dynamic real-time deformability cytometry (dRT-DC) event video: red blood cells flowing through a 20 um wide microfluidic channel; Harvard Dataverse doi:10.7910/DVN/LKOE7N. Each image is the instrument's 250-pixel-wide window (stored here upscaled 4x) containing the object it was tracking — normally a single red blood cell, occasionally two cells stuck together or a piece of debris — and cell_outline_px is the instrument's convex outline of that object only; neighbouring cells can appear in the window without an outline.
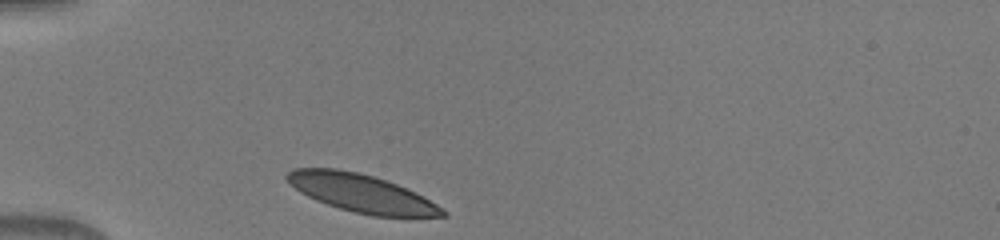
{"species": "human", "species_latin": "Homo sapiens", "temperature_condition": "warm", "stored_images_in_passage": 30, "camera_frame_rate_fps": 3000, "um_per_image_px": 0.085, "donor": {"sex": "male"}, "frame": {"image": 1, "passage_image": 1, "time_ms": 0.0, "image_size_px": [1000, 240], "cell_outline_px": [[448, 216], [372, 216], [352, 212], [316, 200], [300, 192], [284, 176], [288, 172], [296, 168], [336, 168], [356, 172], [372, 176], [396, 184], [416, 192], [436, 204], [448, 212]], "centroid_in_image_um": [30.73, 16.42], "position_along_channel_um": 54.3, "area_um2": 33.93}}
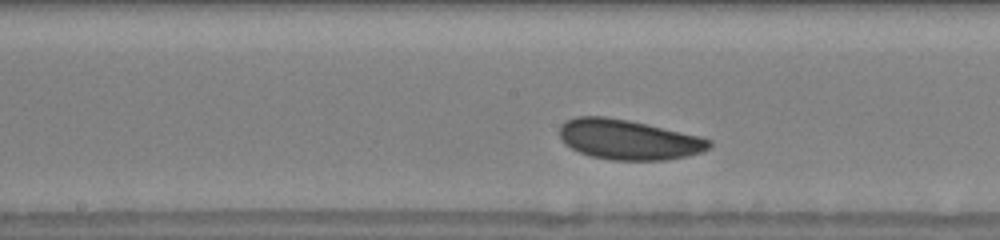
{"frame": {"image": 2, "passage_image": 13, "time_ms": 4.0, "image_size_px": [1000, 240], "cell_outline_px": [[712, 144], [704, 152], [664, 160], [612, 160], [592, 156], [580, 152], [564, 144], [560, 136], [560, 124], [576, 116], [604, 116], [628, 120], [700, 136], [712, 140]], "centroid_in_image_um": [53.41, 11.86], "position_along_channel_um": 194.8, "area_um2": 34.74}}
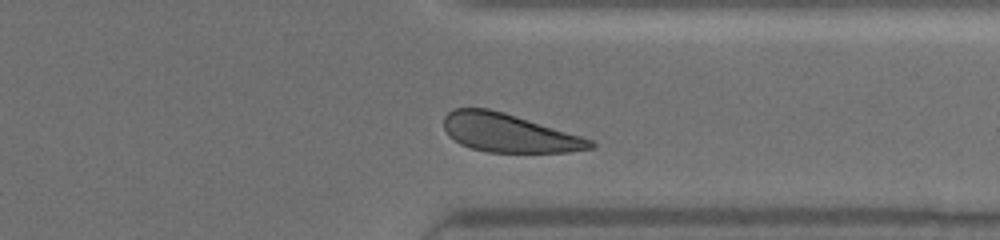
{"frame": {"image": 3, "passage_image": 26, "time_ms": 8.333, "image_size_px": [1000, 240], "cell_outline_px": [[596, 148], [568, 152], [488, 152], [472, 148], [460, 144], [448, 136], [444, 128], [444, 116], [452, 108], [488, 108], [504, 112], [580, 136], [592, 140], [596, 144]], "centroid_in_image_um": [43.22, 11.3], "position_along_channel_um": 368.2, "area_um2": 32.71}}